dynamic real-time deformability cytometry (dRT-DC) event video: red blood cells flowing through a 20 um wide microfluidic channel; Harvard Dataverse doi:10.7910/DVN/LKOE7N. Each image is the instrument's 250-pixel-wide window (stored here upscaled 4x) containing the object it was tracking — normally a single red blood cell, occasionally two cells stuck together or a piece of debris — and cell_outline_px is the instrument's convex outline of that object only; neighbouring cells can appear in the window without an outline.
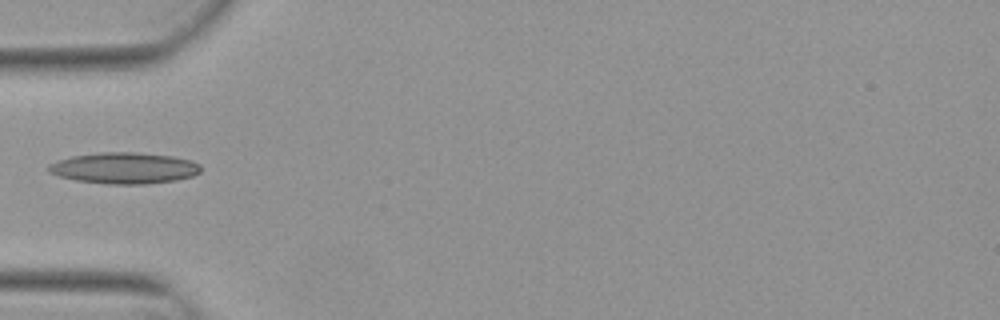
{"species": "Egyptian fruit bat (a non-hibernating species)", "species_latin": "Rousettus aegyptiacus", "temperature_condition": "warm", "stored_images_in_passage": 3, "camera_frame_rate_fps": 3000, "um_per_image_px": 0.085, "animal": {"sex": "female"}, "frame": {"image": 1, "passage_image": 1, "time_ms": 0.0, "image_size_px": [1000, 320], "cell_outline_px": [[200, 172], [192, 176], [176, 180], [144, 184], [108, 184], [76, 180], [60, 176], [48, 172], [48, 164], [72, 156], [100, 152], [136, 152], [172, 156], [192, 160], [200, 164]], "centroid_in_image_um": [10.58, 14.28], "position_along_channel_um": 74.4, "area_um2": 27.63}}